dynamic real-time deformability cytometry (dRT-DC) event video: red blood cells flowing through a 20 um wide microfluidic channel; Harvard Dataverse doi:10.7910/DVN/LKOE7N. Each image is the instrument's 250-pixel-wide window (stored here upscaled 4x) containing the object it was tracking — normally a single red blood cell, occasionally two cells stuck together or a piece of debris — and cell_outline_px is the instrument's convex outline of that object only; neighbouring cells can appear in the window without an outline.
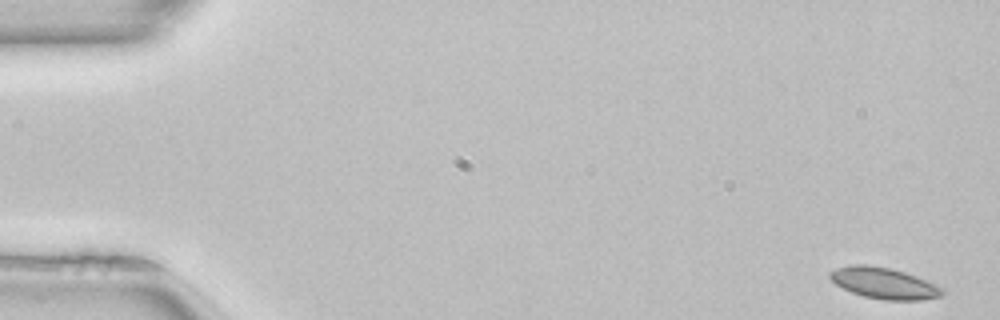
{"species": "common noctule bat (a hibernating species)", "species_latin": "Nyctalus noctula", "temperature_condition": "room temperature", "stored_images_in_passage": 50, "camera_frame_rate_fps": 3000, "um_per_image_px": 0.085, "animal": {"sex": "female", "body_mass_g": 22.7, "forearm_length_mm": 54.2}, "frame": {"image": 1, "passage_image": 1, "time_ms": 0.0, "image_size_px": [1000, 320], "cell_outline_px": [[944, 292], [940, 296], [920, 300], [884, 300], [864, 296], [852, 292], [836, 284], [828, 276], [828, 272], [836, 268], [852, 264], [864, 264], [888, 268], [904, 272], [916, 276], [936, 284], [944, 288]], "centroid_in_image_um": [75.13, 24.06], "position_along_channel_um": 9.9, "area_um2": 20.29}}
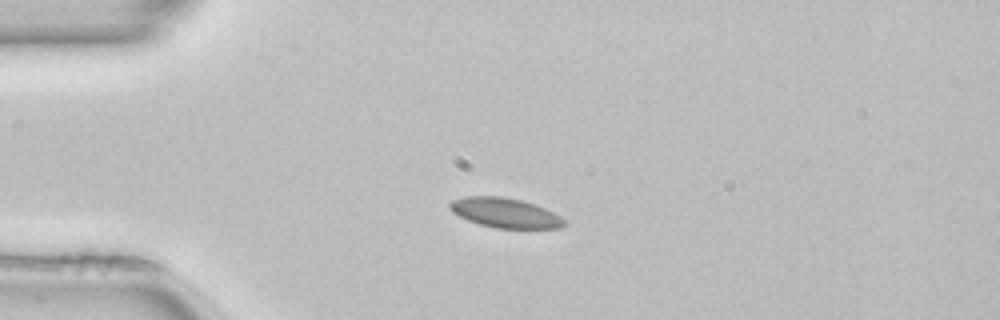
{"frame": {"image": 2, "passage_image": 12, "time_ms": 3.667, "image_size_px": [1000, 320], "cell_outline_px": [[564, 224], [560, 228], [496, 228], [480, 224], [468, 220], [452, 212], [448, 208], [448, 204], [452, 200], [464, 196], [500, 196], [520, 200], [536, 204], [560, 216], [564, 220]], "centroid_in_image_um": [42.89, 18.08], "position_along_channel_um": 42.1, "area_um2": 19.71}}
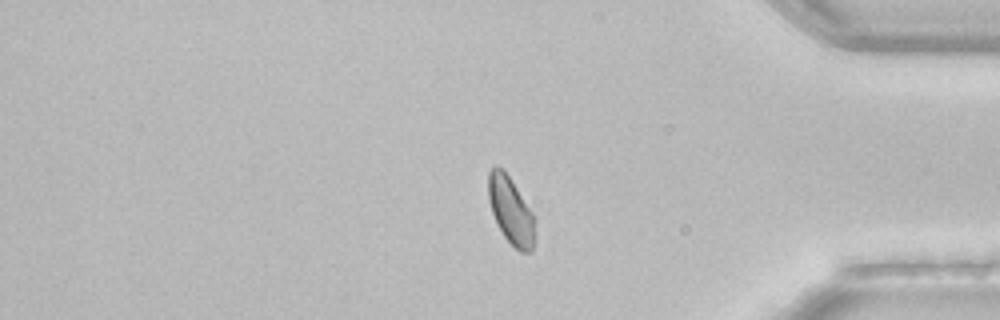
{"frame": {"image": 3, "passage_image": 42, "time_ms": 13.667, "image_size_px": [1000, 320], "cell_outline_px": [[536, 220], [532, 252], [520, 252], [504, 236], [496, 224], [488, 200], [488, 172], [492, 164], [496, 164], [504, 168], [536, 216]], "centroid_in_image_um": [43.42, 17.84], "position_along_channel_um": 391.8, "area_um2": 18.84}, "authors_computed_cell_mechanics": {"area_um2": 19.2185, "velocity_mm_per_s": 4.0016, "shape_relaxation_time_tau1_ms": null, "shape_relaxation_time_tau2_ms": 5.9283, "deformation_change_tau1": null, "deformation_change_tau2": 0.0573}}